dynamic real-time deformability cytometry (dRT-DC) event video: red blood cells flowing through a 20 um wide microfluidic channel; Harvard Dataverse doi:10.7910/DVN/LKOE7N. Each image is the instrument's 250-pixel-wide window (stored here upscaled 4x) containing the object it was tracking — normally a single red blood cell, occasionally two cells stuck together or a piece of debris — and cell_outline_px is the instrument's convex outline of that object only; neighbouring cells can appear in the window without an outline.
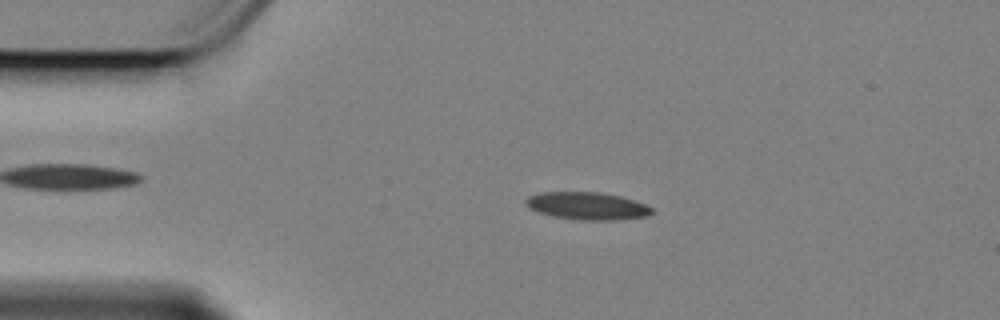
{"species": "Egyptian fruit bat (a non-hibernating species)", "species_latin": "Rousettus aegyptiacus", "temperature_condition": "cold", "stored_images_in_passage": 47, "camera_frame_rate_fps": 3000, "um_per_image_px": 0.085, "animal": {"sex": "female"}, "frame": {"image": 1, "passage_image": 5, "time_ms": 1.333, "image_size_px": [1000, 320], "cell_outline_px": [[656, 212], [648, 216], [612, 220], [580, 220], [552, 216], [528, 208], [524, 204], [524, 200], [528, 196], [540, 192], [600, 192], [620, 196], [636, 200], [652, 208]], "centroid_in_image_um": [49.91, 17.5], "position_along_channel_um": 35.1, "area_um2": 20.4}}
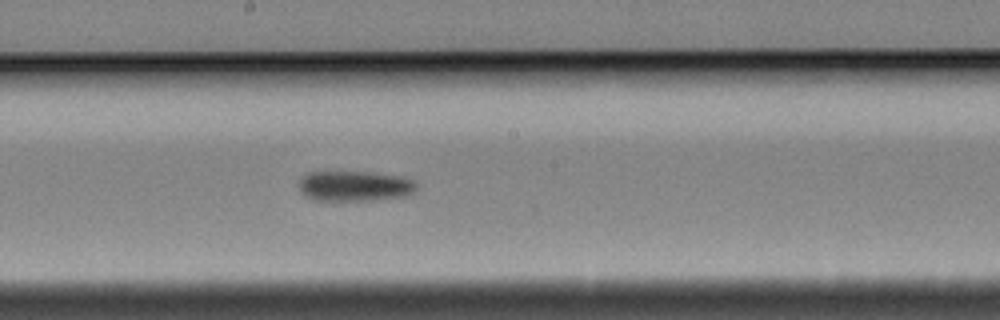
{"frame": {"image": 2, "passage_image": 24, "time_ms": 7.667, "image_size_px": [1000, 320], "cell_outline_px": [[420, 184], [416, 192], [408, 196], [372, 200], [312, 200], [304, 196], [300, 192], [300, 176], [308, 172], [372, 172], [396, 176], [416, 180]], "centroid_in_image_um": [30.19, 15.82], "position_along_channel_um": 218.0, "area_um2": 21.15}}
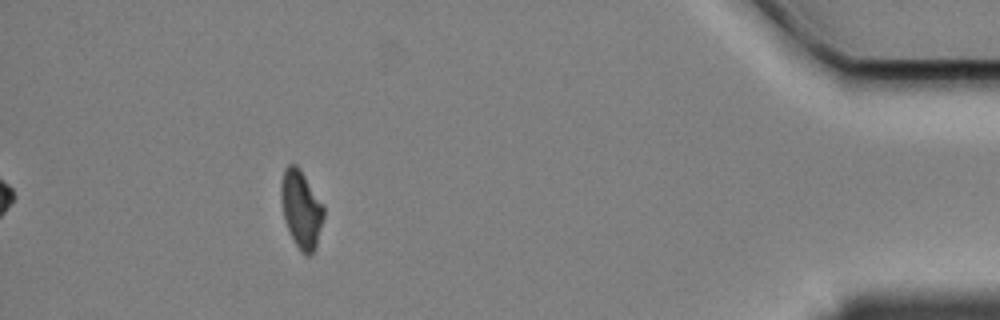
{"frame": {"image": 3, "passage_image": 46, "time_ms": 15.0, "image_size_px": [1000, 320], "cell_outline_px": [[324, 216], [316, 248], [308, 256], [300, 252], [284, 220], [280, 200], [280, 184], [284, 168], [288, 164], [296, 164], [300, 168], [324, 204]], "centroid_in_image_um": [25.6, 17.74], "position_along_channel_um": 409.6, "area_um2": 19.59}}